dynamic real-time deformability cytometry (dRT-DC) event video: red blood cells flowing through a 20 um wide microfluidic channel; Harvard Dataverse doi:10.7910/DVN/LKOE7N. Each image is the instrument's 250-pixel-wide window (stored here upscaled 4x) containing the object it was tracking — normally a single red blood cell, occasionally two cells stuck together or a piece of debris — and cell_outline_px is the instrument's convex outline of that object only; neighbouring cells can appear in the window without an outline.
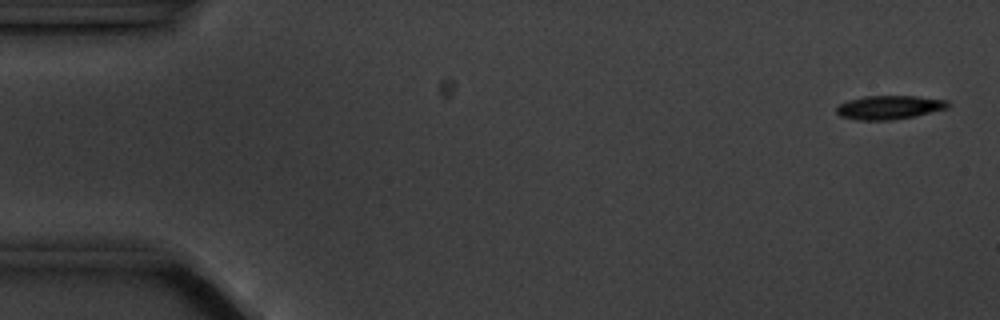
{"species": "common noctule bat (a hibernating species)", "species_latin": "Nyctalus noctula", "temperature_condition": "cold", "stored_images_in_passage": 55, "camera_frame_rate_fps": 3000, "um_per_image_px": 0.085, "animal": {"sex": "male", "body_mass_g": 20.1, "forearm_length_mm": 53.5}, "frame": {"image": 1, "passage_image": 1, "time_ms": 0.0, "image_size_px": [1000, 320], "cell_outline_px": [[948, 108], [916, 116], [892, 120], [856, 120], [840, 116], [836, 112], [836, 108], [840, 104], [848, 100], [864, 96], [916, 96], [948, 100]], "centroid_in_image_um": [75.58, 9.13], "position_along_channel_um": 9.4, "area_um2": 15.49}}
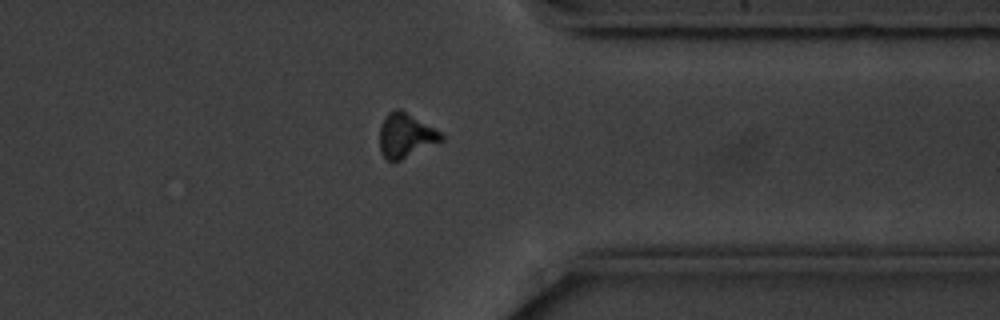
{"frame": {"image": 2, "passage_image": 43, "time_ms": 14.0, "image_size_px": [1000, 320], "cell_outline_px": [[444, 140], [400, 160], [388, 160], [380, 152], [380, 128], [388, 112], [396, 108], [400, 108], [440, 132], [444, 136]], "centroid_in_image_um": [34.48, 11.51], "position_along_channel_um": 376.9, "area_um2": 15.61}}
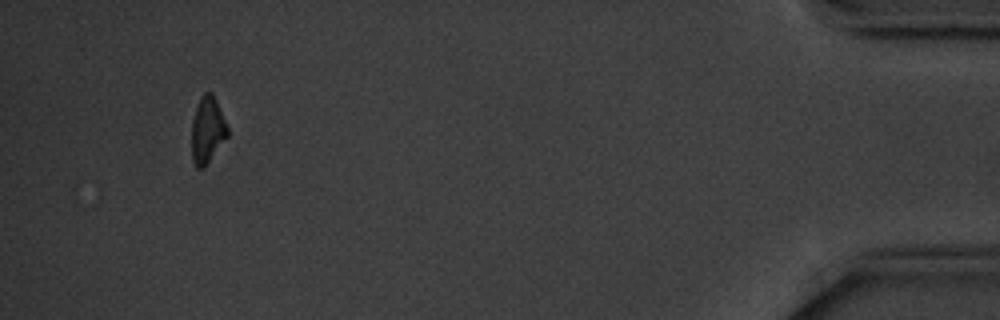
{"frame": {"image": 3, "passage_image": 52, "time_ms": 17.0, "image_size_px": [1000, 320], "cell_outline_px": [[228, 136], [204, 168], [196, 168], [192, 160], [192, 120], [200, 96], [204, 92], [212, 92], [216, 100], [228, 128]], "centroid_in_image_um": [17.62, 11.06], "position_along_channel_um": 417.6, "area_um2": 13.87}, "authors_computed_cell_mechanics": {"area_um2": 15.606, "velocity_mm_per_s": 3.5439, "shape_relaxation_time_tau1_ms": 1.6472, "shape_relaxation_time_tau2_ms": null, "deformation_change_tau1": 0.1206, "deformation_change_tau2": null}}